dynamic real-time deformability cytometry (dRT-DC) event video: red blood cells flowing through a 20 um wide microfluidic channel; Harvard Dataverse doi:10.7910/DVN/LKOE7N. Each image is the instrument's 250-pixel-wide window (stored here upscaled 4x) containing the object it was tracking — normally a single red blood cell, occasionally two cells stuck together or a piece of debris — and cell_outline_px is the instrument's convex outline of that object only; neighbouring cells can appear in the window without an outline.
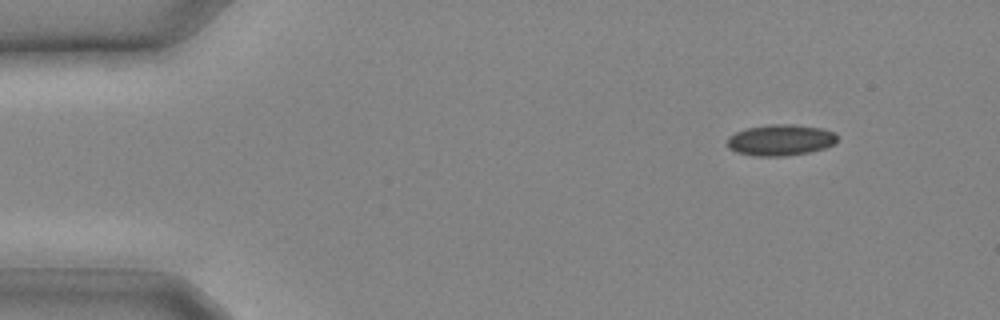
{"species": "common noctule bat (a hibernating species)", "species_latin": "Nyctalus noctula", "temperature_condition": "cold", "stored_images_in_passage": 24, "camera_frame_rate_fps": 3000, "um_per_image_px": 0.085, "animal": {"sex": "male", "body_mass_g": 20.4}, "frame": {"image": 1, "passage_image": 1, "time_ms": 0.0, "image_size_px": [1000, 320], "cell_outline_px": [[836, 144], [824, 148], [808, 152], [784, 156], [752, 156], [736, 152], [728, 148], [728, 136], [744, 128], [772, 124], [792, 124], [820, 128], [836, 132]], "centroid_in_image_um": [66.32, 11.9], "position_along_channel_um": 18.7, "area_um2": 20.06}}
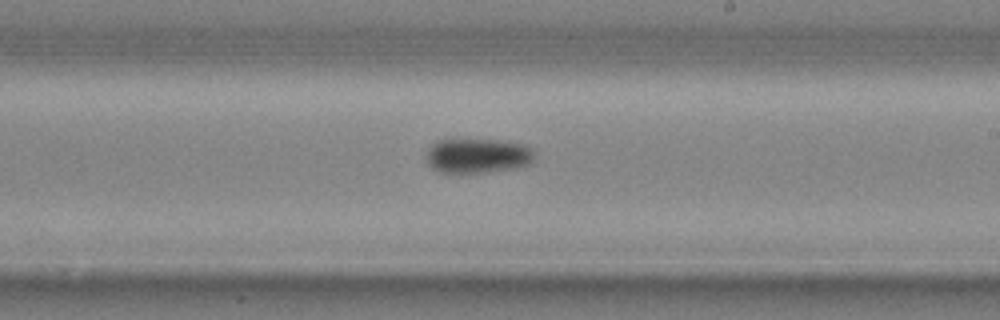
{"frame": {"image": 2, "passage_image": 14, "time_ms": 4.333, "image_size_px": [1000, 320], "cell_outline_px": [[532, 160], [528, 164], [516, 168], [484, 172], [436, 172], [428, 164], [428, 148], [436, 140], [456, 136], [464, 136], [504, 140], [524, 144], [532, 148]], "centroid_in_image_um": [40.55, 13.16], "position_along_channel_um": 248.5, "area_um2": 22.77}}
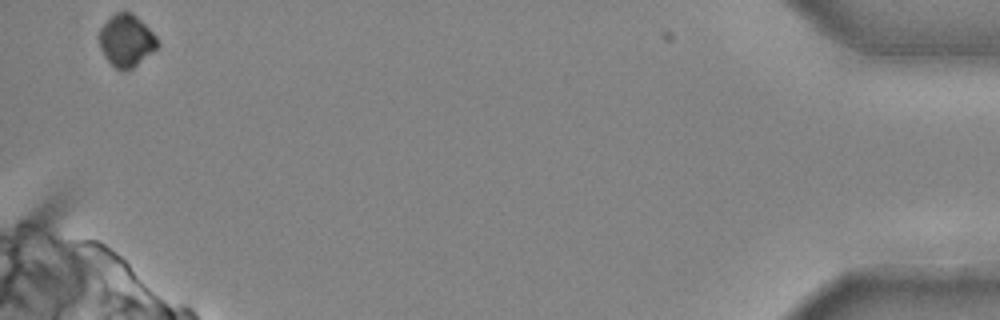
{"frame": {"image": 3, "passage_image": 24, "time_ms": 7.667, "image_size_px": [1000, 320], "cell_outline_px": [[160, 44], [152, 52], [128, 72], [120, 72], [104, 56], [100, 48], [100, 28], [116, 12], [132, 12], [156, 36]], "centroid_in_image_um": [10.75, 3.48], "position_along_channel_um": 424.5, "area_um2": 17.57}}